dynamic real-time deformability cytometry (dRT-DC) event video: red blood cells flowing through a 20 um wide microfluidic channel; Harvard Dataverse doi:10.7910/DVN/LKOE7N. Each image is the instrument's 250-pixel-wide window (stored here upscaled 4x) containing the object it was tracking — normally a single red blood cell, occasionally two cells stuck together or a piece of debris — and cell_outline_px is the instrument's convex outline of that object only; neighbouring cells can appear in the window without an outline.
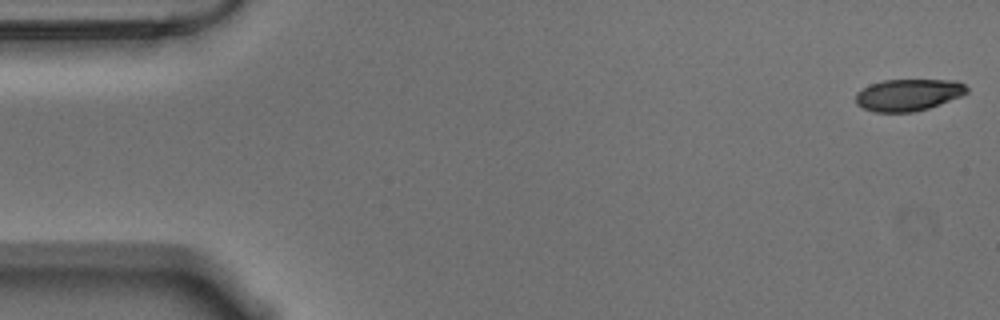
{"species": "Egyptian fruit bat (a non-hibernating species)", "species_latin": "Rousettus aegyptiacus", "temperature_condition": "warm", "stored_images_in_passage": 56, "camera_frame_rate_fps": 3000, "um_per_image_px": 0.085, "animal": {"sex": "male"}, "frame": {"image": 1, "passage_image": 1, "time_ms": 0.0, "image_size_px": [1000, 320], "cell_outline_px": [[968, 92], [960, 96], [928, 108], [912, 112], [876, 112], [864, 108], [856, 104], [856, 92], [872, 84], [884, 80], [956, 80], [964, 84], [968, 88]], "centroid_in_image_um": [77.21, 8.06], "position_along_channel_um": 7.8, "area_um2": 20.4}}
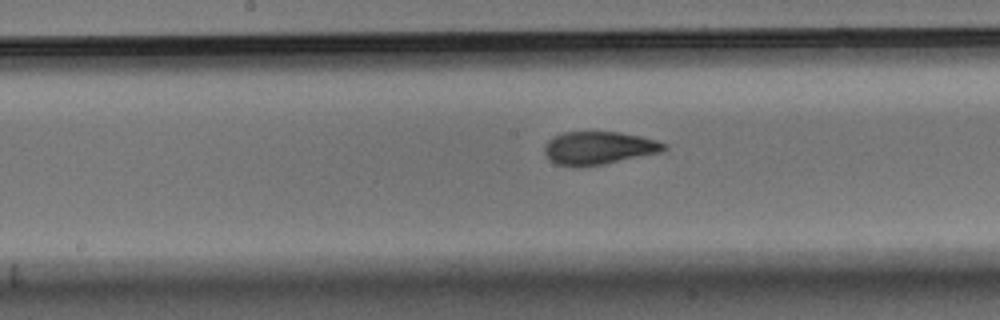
{"frame": {"image": 2, "passage_image": 28, "time_ms": 9.0, "image_size_px": [1000, 320], "cell_outline_px": [[668, 148], [660, 152], [604, 164], [580, 168], [572, 168], [556, 164], [548, 160], [544, 152], [544, 144], [548, 140], [564, 132], [620, 132], [640, 136], [656, 140], [668, 144]], "centroid_in_image_um": [50.85, 12.6], "position_along_channel_um": 197.3, "area_um2": 23.29}}
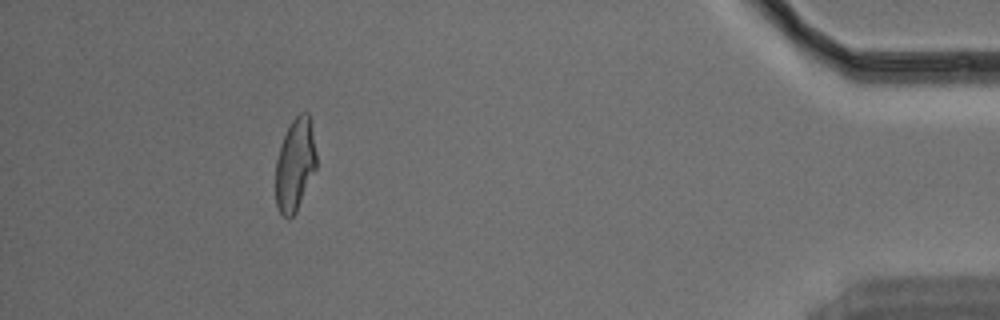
{"frame": {"image": 3, "passage_image": 51, "time_ms": 16.667, "image_size_px": [1000, 320], "cell_outline_px": [[316, 168], [296, 212], [288, 220], [280, 212], [276, 204], [276, 160], [280, 144], [292, 120], [300, 112], [308, 112], [312, 120], [316, 152]], "centroid_in_image_um": [25.09, 13.96], "position_along_channel_um": 410.1, "area_um2": 22.14}, "authors_computed_cell_mechanics": {"area_um2": 22.9177, "velocity_mm_per_s": 3.554, "shape_relaxation_time_tau1_ms": 4.9075, "shape_relaxation_time_tau2_ms": 1.1741, "deformation_change_tau1": 0.1812, "deformation_change_tau2": 0.065}}